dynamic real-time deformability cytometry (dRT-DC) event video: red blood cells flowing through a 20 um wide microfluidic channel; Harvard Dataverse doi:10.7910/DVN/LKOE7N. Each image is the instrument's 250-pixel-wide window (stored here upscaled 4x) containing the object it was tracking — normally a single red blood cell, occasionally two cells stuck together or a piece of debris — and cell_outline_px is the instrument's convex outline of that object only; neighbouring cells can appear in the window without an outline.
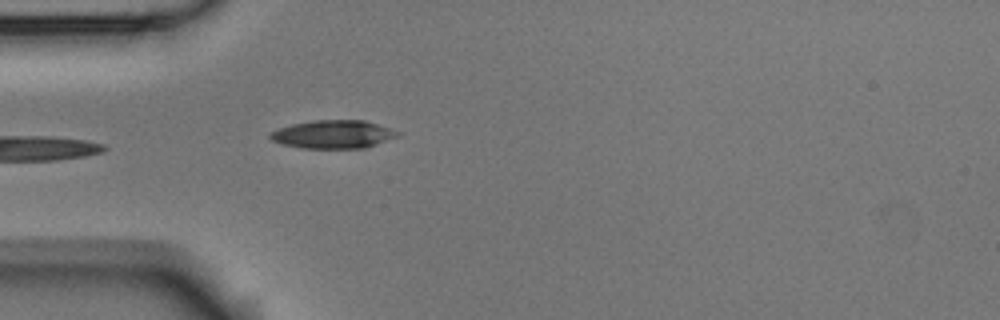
{"species": "Egyptian fruit bat (a non-hibernating species)", "species_latin": "Rousettus aegyptiacus", "temperature_condition": "room temperature", "stored_images_in_passage": 4, "camera_frame_rate_fps": 3000, "um_per_image_px": 0.085, "animal": {"sex": "male"}, "frame": {"image": 1, "passage_image": 4, "time_ms": 1.0, "image_size_px": [1000, 320], "cell_outline_px": [[400, 136], [364, 148], [304, 148], [284, 144], [272, 140], [268, 136], [268, 132], [292, 124], [312, 120], [364, 120], [400, 132]], "centroid_in_image_um": [28.31, 11.41], "position_along_channel_um": 56.7, "area_um2": 20.81}}